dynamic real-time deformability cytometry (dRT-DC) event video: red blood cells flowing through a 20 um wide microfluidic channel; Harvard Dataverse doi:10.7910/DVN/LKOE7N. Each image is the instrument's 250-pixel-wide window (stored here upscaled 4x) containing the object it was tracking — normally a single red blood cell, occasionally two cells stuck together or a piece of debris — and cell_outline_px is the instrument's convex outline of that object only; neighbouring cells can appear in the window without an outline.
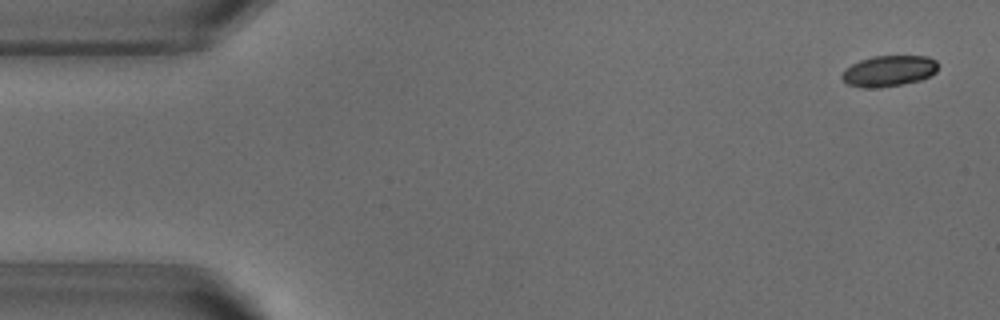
{"species": "common noctule bat (a hibernating species)", "species_latin": "Nyctalus noctula", "temperature_condition": "warm", "stored_images_in_passage": 11, "camera_frame_rate_fps": 3000, "um_per_image_px": 0.085, "animal": {"sex": "male", "body_mass_g": 18.8}, "frame": {"image": 1, "passage_image": 2, "time_ms": 0.333, "image_size_px": [1000, 320], "cell_outline_px": [[936, 72], [920, 80], [880, 88], [864, 88], [848, 84], [840, 76], [844, 68], [860, 60], [872, 56], [928, 56], [936, 60]], "centroid_in_image_um": [75.51, 6.03], "position_along_channel_um": 9.5, "area_um2": 17.28}}